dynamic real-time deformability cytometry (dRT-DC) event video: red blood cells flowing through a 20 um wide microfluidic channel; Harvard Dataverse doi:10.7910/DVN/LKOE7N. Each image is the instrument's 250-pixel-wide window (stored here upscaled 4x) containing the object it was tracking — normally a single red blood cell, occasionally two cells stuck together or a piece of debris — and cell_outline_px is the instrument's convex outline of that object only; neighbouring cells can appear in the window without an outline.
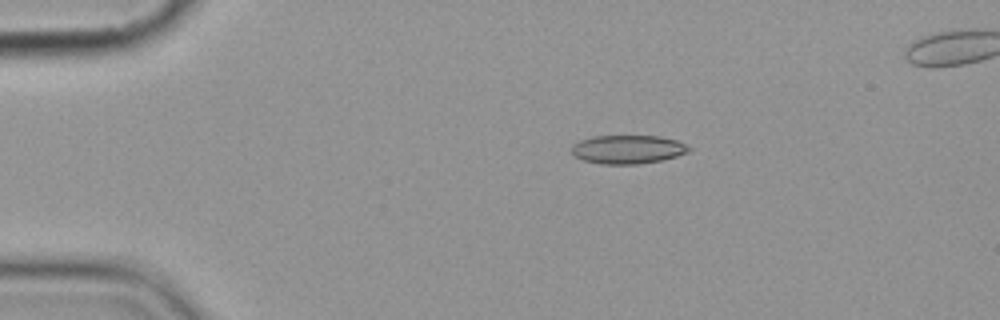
{"species": "common noctule bat (a hibernating species)", "species_latin": "Nyctalus noctula", "temperature_condition": "cold", "stored_images_in_passage": 4, "camera_frame_rate_fps": 3000, "um_per_image_px": 0.085, "animal": {"sex": "female", "body_mass_g": 19.9}, "frame": {"image": 1, "passage_image": 2, "time_ms": 1.0, "image_size_px": [1000, 320], "cell_outline_px": [[692, 148], [688, 152], [676, 156], [660, 160], [636, 164], [600, 164], [584, 160], [572, 156], [572, 144], [580, 140], [592, 136], [660, 136], [676, 140], [688, 144]], "centroid_in_image_um": [53.35, 12.69], "position_along_channel_um": 31.7, "area_um2": 19.65}}